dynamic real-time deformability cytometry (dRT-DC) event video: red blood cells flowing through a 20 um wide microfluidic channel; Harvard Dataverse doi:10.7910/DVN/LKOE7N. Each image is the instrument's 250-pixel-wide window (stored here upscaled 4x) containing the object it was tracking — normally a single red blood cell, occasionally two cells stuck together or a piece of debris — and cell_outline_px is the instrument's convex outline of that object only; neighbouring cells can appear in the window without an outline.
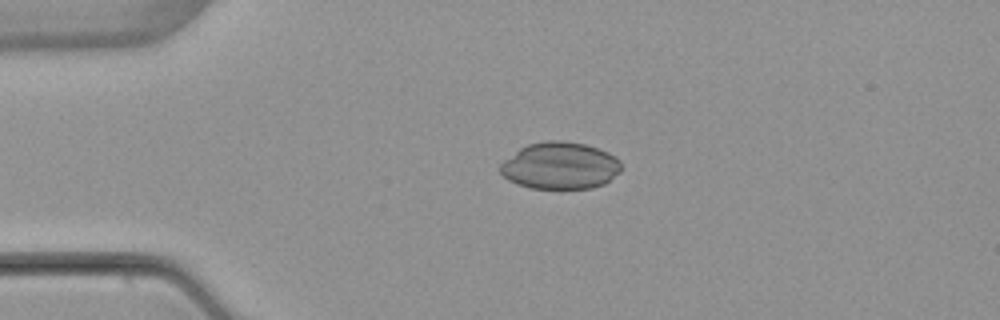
{"species": "common noctule bat (a hibernating species)", "species_latin": "Nyctalus noctula", "temperature_condition": "warm", "stored_images_in_passage": 5, "camera_frame_rate_fps": 3000, "um_per_image_px": 0.085, "animal": {"sex": "female", "body_mass_g": 22.7, "forearm_length_mm": 54.2}, "frame": {"image": 1, "passage_image": 4, "time_ms": 3.667, "image_size_px": [1000, 320], "cell_outline_px": [[620, 172], [604, 184], [592, 188], [532, 188], [516, 184], [508, 180], [500, 172], [500, 164], [504, 160], [520, 148], [528, 144], [544, 140], [564, 140], [584, 144], [608, 152], [616, 156], [620, 160]], "centroid_in_image_um": [47.6, 14.08], "position_along_channel_um": 37.4, "area_um2": 33.18}}